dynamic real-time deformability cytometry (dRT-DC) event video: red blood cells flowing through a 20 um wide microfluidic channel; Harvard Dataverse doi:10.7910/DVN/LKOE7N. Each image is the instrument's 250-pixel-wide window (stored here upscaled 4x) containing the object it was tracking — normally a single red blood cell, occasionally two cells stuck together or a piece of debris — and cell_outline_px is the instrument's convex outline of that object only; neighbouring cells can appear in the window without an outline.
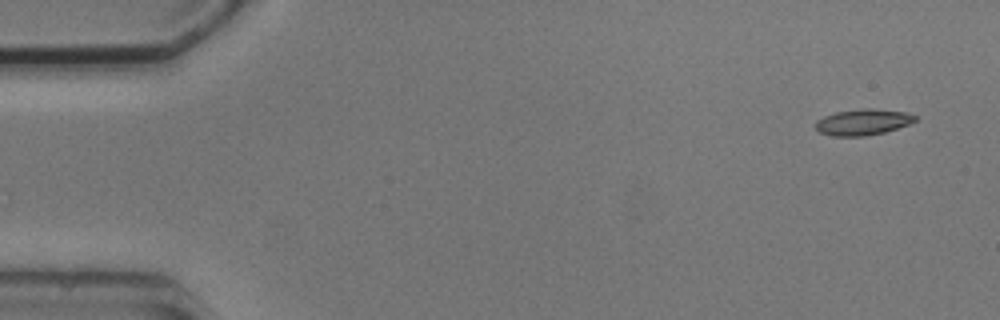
{"species": "common noctule bat (a hibernating species)", "species_latin": "Nyctalus noctula", "temperature_condition": "cold", "stored_images_in_passage": 6, "camera_frame_rate_fps": 3000, "um_per_image_px": 0.085, "animal": {"sex": "male", "body_mass_g": 20.5, "forearm_length_mm": 52.5}, "frame": {"image": 1, "passage_image": 1, "time_ms": 0.0, "image_size_px": [1000, 320], "cell_outline_px": [[916, 120], [908, 124], [884, 132], [864, 136], [832, 136], [820, 132], [816, 128], [816, 120], [824, 116], [836, 112], [864, 108], [872, 108], [904, 112], [916, 116]], "centroid_in_image_um": [73.32, 10.37], "position_along_channel_um": 11.7, "area_um2": 14.91}}
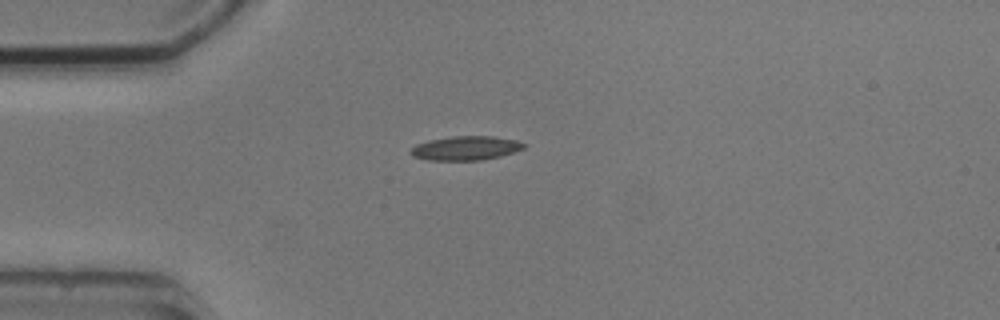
{"frame": {"image": 2, "passage_image": 4, "time_ms": 3.667, "image_size_px": [1000, 320], "cell_outline_px": [[528, 144], [524, 148], [500, 156], [480, 160], [428, 160], [412, 156], [408, 152], [416, 144], [428, 140], [452, 136], [492, 136], [516, 140]], "centroid_in_image_um": [39.56, 12.58], "position_along_channel_um": 45.4, "area_um2": 15.9}}
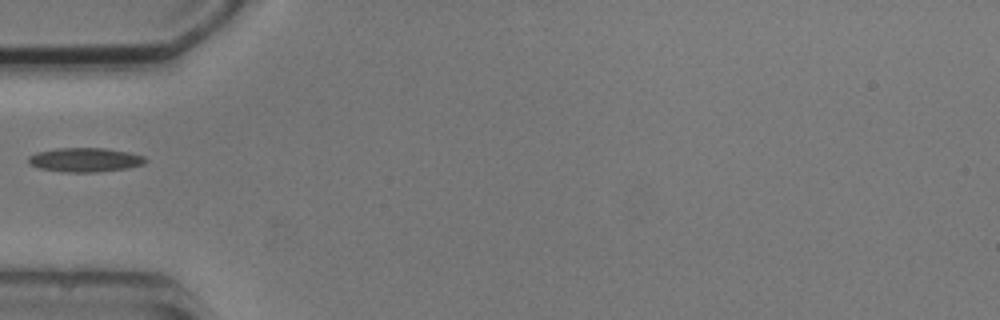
{"frame": {"image": 3, "passage_image": 5, "time_ms": 5.0, "image_size_px": [1000, 320], "cell_outline_px": [[148, 160], [144, 164], [128, 168], [96, 172], [64, 172], [40, 168], [28, 164], [28, 156], [36, 152], [56, 148], [104, 148], [128, 152], [144, 156]], "centroid_in_image_um": [7.22, 13.58], "position_along_channel_um": 77.8, "area_um2": 16.53}}